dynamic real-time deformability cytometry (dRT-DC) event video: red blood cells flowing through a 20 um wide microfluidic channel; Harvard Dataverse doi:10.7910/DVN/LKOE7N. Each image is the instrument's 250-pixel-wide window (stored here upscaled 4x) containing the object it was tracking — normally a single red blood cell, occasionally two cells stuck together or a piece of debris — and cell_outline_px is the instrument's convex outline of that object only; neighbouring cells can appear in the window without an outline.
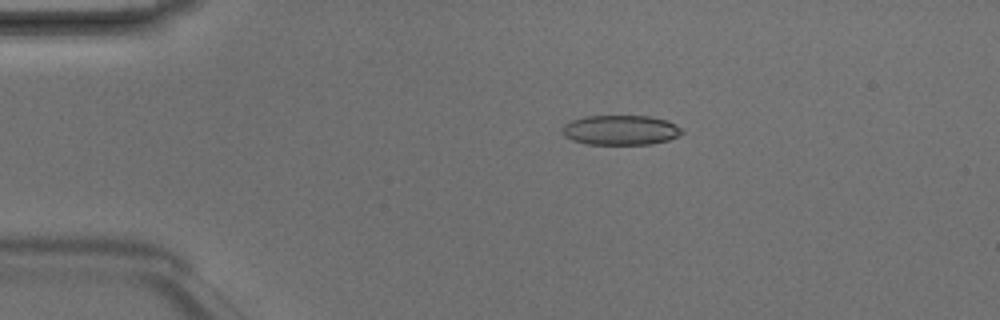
{"species": "Egyptian fruit bat (a non-hibernating species)", "species_latin": "Rousettus aegyptiacus", "temperature_condition": "room temperature", "stored_images_in_passage": 2, "camera_frame_rate_fps": 3000, "um_per_image_px": 0.085, "animal": {"sex": "male"}, "frame": {"image": 1, "passage_image": 1, "time_ms": 0.0, "image_size_px": [1000, 320], "cell_outline_px": [[684, 132], [680, 136], [668, 140], [652, 144], [588, 144], [572, 140], [564, 136], [564, 124], [572, 120], [584, 116], [648, 116], [664, 120], [676, 124]], "centroid_in_image_um": [52.77, 11.06], "position_along_channel_um": 32.2, "area_um2": 20.69}}